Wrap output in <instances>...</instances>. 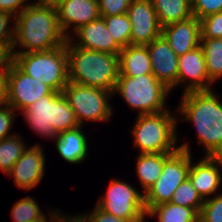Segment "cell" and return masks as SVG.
<instances>
[{
  "mask_svg": "<svg viewBox=\"0 0 222 222\" xmlns=\"http://www.w3.org/2000/svg\"><path fill=\"white\" fill-rule=\"evenodd\" d=\"M22 140V136L18 134L0 140V170L5 174L11 171L27 148V144Z\"/></svg>",
  "mask_w": 222,
  "mask_h": 222,
  "instance_id": "cell-26",
  "label": "cell"
},
{
  "mask_svg": "<svg viewBox=\"0 0 222 222\" xmlns=\"http://www.w3.org/2000/svg\"><path fill=\"white\" fill-rule=\"evenodd\" d=\"M152 74L171 91L177 87L179 57L161 35L148 45Z\"/></svg>",
  "mask_w": 222,
  "mask_h": 222,
  "instance_id": "cell-15",
  "label": "cell"
},
{
  "mask_svg": "<svg viewBox=\"0 0 222 222\" xmlns=\"http://www.w3.org/2000/svg\"><path fill=\"white\" fill-rule=\"evenodd\" d=\"M189 146L185 142L164 161L159 179L144 193L147 213L154 206L170 202L176 188L188 179L192 158Z\"/></svg>",
  "mask_w": 222,
  "mask_h": 222,
  "instance_id": "cell-8",
  "label": "cell"
},
{
  "mask_svg": "<svg viewBox=\"0 0 222 222\" xmlns=\"http://www.w3.org/2000/svg\"><path fill=\"white\" fill-rule=\"evenodd\" d=\"M152 74L147 46L129 45L119 53V76L135 77Z\"/></svg>",
  "mask_w": 222,
  "mask_h": 222,
  "instance_id": "cell-21",
  "label": "cell"
},
{
  "mask_svg": "<svg viewBox=\"0 0 222 222\" xmlns=\"http://www.w3.org/2000/svg\"><path fill=\"white\" fill-rule=\"evenodd\" d=\"M172 153H146L138 154L137 175L145 193L160 177L164 161Z\"/></svg>",
  "mask_w": 222,
  "mask_h": 222,
  "instance_id": "cell-22",
  "label": "cell"
},
{
  "mask_svg": "<svg viewBox=\"0 0 222 222\" xmlns=\"http://www.w3.org/2000/svg\"><path fill=\"white\" fill-rule=\"evenodd\" d=\"M69 82L102 88L112 93L119 76V55L75 46L66 41Z\"/></svg>",
  "mask_w": 222,
  "mask_h": 222,
  "instance_id": "cell-3",
  "label": "cell"
},
{
  "mask_svg": "<svg viewBox=\"0 0 222 222\" xmlns=\"http://www.w3.org/2000/svg\"><path fill=\"white\" fill-rule=\"evenodd\" d=\"M201 39L222 38V12L200 19Z\"/></svg>",
  "mask_w": 222,
  "mask_h": 222,
  "instance_id": "cell-31",
  "label": "cell"
},
{
  "mask_svg": "<svg viewBox=\"0 0 222 222\" xmlns=\"http://www.w3.org/2000/svg\"><path fill=\"white\" fill-rule=\"evenodd\" d=\"M43 151L38 143L28 146L7 174L14 178L13 182L19 189L28 191L44 178L46 159Z\"/></svg>",
  "mask_w": 222,
  "mask_h": 222,
  "instance_id": "cell-13",
  "label": "cell"
},
{
  "mask_svg": "<svg viewBox=\"0 0 222 222\" xmlns=\"http://www.w3.org/2000/svg\"><path fill=\"white\" fill-rule=\"evenodd\" d=\"M72 35H76V38H78V40H76L78 41L77 43L74 40V45L84 49L115 55H119L122 50L109 33L102 17L87 25L81 26Z\"/></svg>",
  "mask_w": 222,
  "mask_h": 222,
  "instance_id": "cell-19",
  "label": "cell"
},
{
  "mask_svg": "<svg viewBox=\"0 0 222 222\" xmlns=\"http://www.w3.org/2000/svg\"><path fill=\"white\" fill-rule=\"evenodd\" d=\"M14 53L49 51L66 44L56 7L34 2L15 17ZM17 45L23 51L16 50Z\"/></svg>",
  "mask_w": 222,
  "mask_h": 222,
  "instance_id": "cell-1",
  "label": "cell"
},
{
  "mask_svg": "<svg viewBox=\"0 0 222 222\" xmlns=\"http://www.w3.org/2000/svg\"><path fill=\"white\" fill-rule=\"evenodd\" d=\"M7 74L0 73V104L4 103L6 98Z\"/></svg>",
  "mask_w": 222,
  "mask_h": 222,
  "instance_id": "cell-39",
  "label": "cell"
},
{
  "mask_svg": "<svg viewBox=\"0 0 222 222\" xmlns=\"http://www.w3.org/2000/svg\"><path fill=\"white\" fill-rule=\"evenodd\" d=\"M63 94L76 115L80 126L84 121H109L113 114L110 98L115 96L111 91L68 82Z\"/></svg>",
  "mask_w": 222,
  "mask_h": 222,
  "instance_id": "cell-9",
  "label": "cell"
},
{
  "mask_svg": "<svg viewBox=\"0 0 222 222\" xmlns=\"http://www.w3.org/2000/svg\"><path fill=\"white\" fill-rule=\"evenodd\" d=\"M132 0H98L101 16L123 15L128 12Z\"/></svg>",
  "mask_w": 222,
  "mask_h": 222,
  "instance_id": "cell-33",
  "label": "cell"
},
{
  "mask_svg": "<svg viewBox=\"0 0 222 222\" xmlns=\"http://www.w3.org/2000/svg\"><path fill=\"white\" fill-rule=\"evenodd\" d=\"M13 64V43H0V73H9Z\"/></svg>",
  "mask_w": 222,
  "mask_h": 222,
  "instance_id": "cell-37",
  "label": "cell"
},
{
  "mask_svg": "<svg viewBox=\"0 0 222 222\" xmlns=\"http://www.w3.org/2000/svg\"><path fill=\"white\" fill-rule=\"evenodd\" d=\"M55 146L59 155L69 163H82L88 156V141L82 126L63 131L55 138Z\"/></svg>",
  "mask_w": 222,
  "mask_h": 222,
  "instance_id": "cell-20",
  "label": "cell"
},
{
  "mask_svg": "<svg viewBox=\"0 0 222 222\" xmlns=\"http://www.w3.org/2000/svg\"><path fill=\"white\" fill-rule=\"evenodd\" d=\"M161 35L178 57L200 46L201 23L195 16L162 27Z\"/></svg>",
  "mask_w": 222,
  "mask_h": 222,
  "instance_id": "cell-18",
  "label": "cell"
},
{
  "mask_svg": "<svg viewBox=\"0 0 222 222\" xmlns=\"http://www.w3.org/2000/svg\"><path fill=\"white\" fill-rule=\"evenodd\" d=\"M171 90L158 81L153 74L135 77L118 76L113 94H119L138 115L166 111V98Z\"/></svg>",
  "mask_w": 222,
  "mask_h": 222,
  "instance_id": "cell-7",
  "label": "cell"
},
{
  "mask_svg": "<svg viewBox=\"0 0 222 222\" xmlns=\"http://www.w3.org/2000/svg\"><path fill=\"white\" fill-rule=\"evenodd\" d=\"M55 212V213H54ZM61 214L60 210H51V213L48 214L49 222H53L59 215ZM31 222H48L46 218V214H44L41 218L31 221Z\"/></svg>",
  "mask_w": 222,
  "mask_h": 222,
  "instance_id": "cell-41",
  "label": "cell"
},
{
  "mask_svg": "<svg viewBox=\"0 0 222 222\" xmlns=\"http://www.w3.org/2000/svg\"><path fill=\"white\" fill-rule=\"evenodd\" d=\"M38 3L50 5L53 7L58 6L60 3L64 2L65 0H35Z\"/></svg>",
  "mask_w": 222,
  "mask_h": 222,
  "instance_id": "cell-42",
  "label": "cell"
},
{
  "mask_svg": "<svg viewBox=\"0 0 222 222\" xmlns=\"http://www.w3.org/2000/svg\"><path fill=\"white\" fill-rule=\"evenodd\" d=\"M16 114V110L10 105L5 102L0 104V140L14 135V133L9 134V131L13 126Z\"/></svg>",
  "mask_w": 222,
  "mask_h": 222,
  "instance_id": "cell-34",
  "label": "cell"
},
{
  "mask_svg": "<svg viewBox=\"0 0 222 222\" xmlns=\"http://www.w3.org/2000/svg\"><path fill=\"white\" fill-rule=\"evenodd\" d=\"M31 130L42 138L54 139L63 131L78 128L79 122L63 92L53 91L22 111Z\"/></svg>",
  "mask_w": 222,
  "mask_h": 222,
  "instance_id": "cell-4",
  "label": "cell"
},
{
  "mask_svg": "<svg viewBox=\"0 0 222 222\" xmlns=\"http://www.w3.org/2000/svg\"><path fill=\"white\" fill-rule=\"evenodd\" d=\"M179 114L194 124L205 156H222V101L214 89L182 94Z\"/></svg>",
  "mask_w": 222,
  "mask_h": 222,
  "instance_id": "cell-2",
  "label": "cell"
},
{
  "mask_svg": "<svg viewBox=\"0 0 222 222\" xmlns=\"http://www.w3.org/2000/svg\"><path fill=\"white\" fill-rule=\"evenodd\" d=\"M176 116L166 110L160 113L137 115L134 128V146L140 154L174 153L179 149L177 143Z\"/></svg>",
  "mask_w": 222,
  "mask_h": 222,
  "instance_id": "cell-5",
  "label": "cell"
},
{
  "mask_svg": "<svg viewBox=\"0 0 222 222\" xmlns=\"http://www.w3.org/2000/svg\"><path fill=\"white\" fill-rule=\"evenodd\" d=\"M193 16L199 20L214 13L222 12V0H191Z\"/></svg>",
  "mask_w": 222,
  "mask_h": 222,
  "instance_id": "cell-32",
  "label": "cell"
},
{
  "mask_svg": "<svg viewBox=\"0 0 222 222\" xmlns=\"http://www.w3.org/2000/svg\"><path fill=\"white\" fill-rule=\"evenodd\" d=\"M207 75L212 83L222 77V38L201 39Z\"/></svg>",
  "mask_w": 222,
  "mask_h": 222,
  "instance_id": "cell-25",
  "label": "cell"
},
{
  "mask_svg": "<svg viewBox=\"0 0 222 222\" xmlns=\"http://www.w3.org/2000/svg\"><path fill=\"white\" fill-rule=\"evenodd\" d=\"M31 4L30 2L28 3V0H0V11L10 13L16 17L24 8Z\"/></svg>",
  "mask_w": 222,
  "mask_h": 222,
  "instance_id": "cell-38",
  "label": "cell"
},
{
  "mask_svg": "<svg viewBox=\"0 0 222 222\" xmlns=\"http://www.w3.org/2000/svg\"><path fill=\"white\" fill-rule=\"evenodd\" d=\"M53 222H82V220L78 215L67 216V214L61 213Z\"/></svg>",
  "mask_w": 222,
  "mask_h": 222,
  "instance_id": "cell-40",
  "label": "cell"
},
{
  "mask_svg": "<svg viewBox=\"0 0 222 222\" xmlns=\"http://www.w3.org/2000/svg\"><path fill=\"white\" fill-rule=\"evenodd\" d=\"M116 44L121 48L131 45V23L128 14L101 16Z\"/></svg>",
  "mask_w": 222,
  "mask_h": 222,
  "instance_id": "cell-27",
  "label": "cell"
},
{
  "mask_svg": "<svg viewBox=\"0 0 222 222\" xmlns=\"http://www.w3.org/2000/svg\"><path fill=\"white\" fill-rule=\"evenodd\" d=\"M14 21L13 15L0 11V43H14L15 25L10 28V23Z\"/></svg>",
  "mask_w": 222,
  "mask_h": 222,
  "instance_id": "cell-36",
  "label": "cell"
},
{
  "mask_svg": "<svg viewBox=\"0 0 222 222\" xmlns=\"http://www.w3.org/2000/svg\"><path fill=\"white\" fill-rule=\"evenodd\" d=\"M199 222H222V194L204 200L199 212Z\"/></svg>",
  "mask_w": 222,
  "mask_h": 222,
  "instance_id": "cell-30",
  "label": "cell"
},
{
  "mask_svg": "<svg viewBox=\"0 0 222 222\" xmlns=\"http://www.w3.org/2000/svg\"><path fill=\"white\" fill-rule=\"evenodd\" d=\"M131 45H148L161 36L162 27L151 0H132L128 9Z\"/></svg>",
  "mask_w": 222,
  "mask_h": 222,
  "instance_id": "cell-12",
  "label": "cell"
},
{
  "mask_svg": "<svg viewBox=\"0 0 222 222\" xmlns=\"http://www.w3.org/2000/svg\"><path fill=\"white\" fill-rule=\"evenodd\" d=\"M161 27L193 16L191 0H151Z\"/></svg>",
  "mask_w": 222,
  "mask_h": 222,
  "instance_id": "cell-23",
  "label": "cell"
},
{
  "mask_svg": "<svg viewBox=\"0 0 222 222\" xmlns=\"http://www.w3.org/2000/svg\"><path fill=\"white\" fill-rule=\"evenodd\" d=\"M56 11L59 26L67 39L81 26L101 17L98 0H65L56 6Z\"/></svg>",
  "mask_w": 222,
  "mask_h": 222,
  "instance_id": "cell-14",
  "label": "cell"
},
{
  "mask_svg": "<svg viewBox=\"0 0 222 222\" xmlns=\"http://www.w3.org/2000/svg\"><path fill=\"white\" fill-rule=\"evenodd\" d=\"M200 161L192 163L188 179L203 200L216 194L222 183V156H203Z\"/></svg>",
  "mask_w": 222,
  "mask_h": 222,
  "instance_id": "cell-17",
  "label": "cell"
},
{
  "mask_svg": "<svg viewBox=\"0 0 222 222\" xmlns=\"http://www.w3.org/2000/svg\"><path fill=\"white\" fill-rule=\"evenodd\" d=\"M189 82V83H188ZM187 83L183 93L212 90L201 46L179 57L177 86ZM210 85V86H209Z\"/></svg>",
  "mask_w": 222,
  "mask_h": 222,
  "instance_id": "cell-16",
  "label": "cell"
},
{
  "mask_svg": "<svg viewBox=\"0 0 222 222\" xmlns=\"http://www.w3.org/2000/svg\"><path fill=\"white\" fill-rule=\"evenodd\" d=\"M14 64L57 92H63L69 82L66 44L49 51L14 53Z\"/></svg>",
  "mask_w": 222,
  "mask_h": 222,
  "instance_id": "cell-6",
  "label": "cell"
},
{
  "mask_svg": "<svg viewBox=\"0 0 222 222\" xmlns=\"http://www.w3.org/2000/svg\"><path fill=\"white\" fill-rule=\"evenodd\" d=\"M44 212L39 208L34 198L25 196L14 203L11 210L13 222H31L41 218Z\"/></svg>",
  "mask_w": 222,
  "mask_h": 222,
  "instance_id": "cell-28",
  "label": "cell"
},
{
  "mask_svg": "<svg viewBox=\"0 0 222 222\" xmlns=\"http://www.w3.org/2000/svg\"><path fill=\"white\" fill-rule=\"evenodd\" d=\"M170 202L176 205L194 208L200 212L204 200L192 186L189 179H186L176 188Z\"/></svg>",
  "mask_w": 222,
  "mask_h": 222,
  "instance_id": "cell-29",
  "label": "cell"
},
{
  "mask_svg": "<svg viewBox=\"0 0 222 222\" xmlns=\"http://www.w3.org/2000/svg\"><path fill=\"white\" fill-rule=\"evenodd\" d=\"M96 206L124 220H145L147 216L144 193L120 179L111 180L106 194H103Z\"/></svg>",
  "mask_w": 222,
  "mask_h": 222,
  "instance_id": "cell-10",
  "label": "cell"
},
{
  "mask_svg": "<svg viewBox=\"0 0 222 222\" xmlns=\"http://www.w3.org/2000/svg\"><path fill=\"white\" fill-rule=\"evenodd\" d=\"M148 216L157 217L158 222H199V212L196 209L171 202L154 206L147 213Z\"/></svg>",
  "mask_w": 222,
  "mask_h": 222,
  "instance_id": "cell-24",
  "label": "cell"
},
{
  "mask_svg": "<svg viewBox=\"0 0 222 222\" xmlns=\"http://www.w3.org/2000/svg\"><path fill=\"white\" fill-rule=\"evenodd\" d=\"M54 90L22 72L15 64L7 74L5 103L20 113L32 103Z\"/></svg>",
  "mask_w": 222,
  "mask_h": 222,
  "instance_id": "cell-11",
  "label": "cell"
},
{
  "mask_svg": "<svg viewBox=\"0 0 222 222\" xmlns=\"http://www.w3.org/2000/svg\"><path fill=\"white\" fill-rule=\"evenodd\" d=\"M82 222H145L144 220H124L114 215L104 212L98 206H95L88 214L78 215Z\"/></svg>",
  "mask_w": 222,
  "mask_h": 222,
  "instance_id": "cell-35",
  "label": "cell"
}]
</instances>
